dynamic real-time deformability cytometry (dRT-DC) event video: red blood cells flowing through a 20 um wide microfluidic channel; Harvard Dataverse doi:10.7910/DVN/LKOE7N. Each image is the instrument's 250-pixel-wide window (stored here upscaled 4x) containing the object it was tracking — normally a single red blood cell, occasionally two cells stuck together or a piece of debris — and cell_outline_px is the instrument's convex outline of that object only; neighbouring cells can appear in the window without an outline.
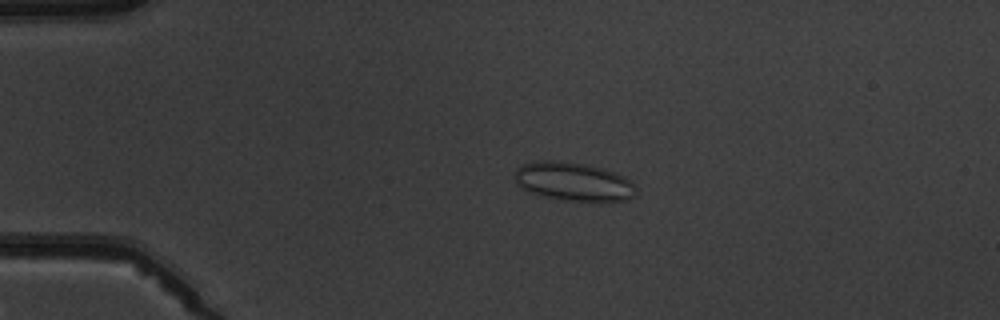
{"species": "common noctule bat (a hibernating species)", "species_latin": "Nyctalus noctula", "temperature_condition": "warm", "stored_images_in_passage": 5, "camera_frame_rate_fps": 3000, "um_per_image_px": 0.085, "animal": {"sex": "male", "body_mass_g": 19.5, "forearm_length_mm": 54.6}, "frame": {"image": 1, "passage_image": 3, "time_ms": 2.333, "image_size_px": [1000, 320], "cell_outline_px": [[636, 196], [628, 200], [596, 204], [560, 200], [528, 192], [516, 180], [516, 168], [524, 164], [536, 160], [556, 160], [584, 164], [600, 168], [624, 176], [632, 180], [636, 188]], "centroid_in_image_um": [48.83, 15.49], "position_along_channel_um": 36.2, "area_um2": 27.98}}